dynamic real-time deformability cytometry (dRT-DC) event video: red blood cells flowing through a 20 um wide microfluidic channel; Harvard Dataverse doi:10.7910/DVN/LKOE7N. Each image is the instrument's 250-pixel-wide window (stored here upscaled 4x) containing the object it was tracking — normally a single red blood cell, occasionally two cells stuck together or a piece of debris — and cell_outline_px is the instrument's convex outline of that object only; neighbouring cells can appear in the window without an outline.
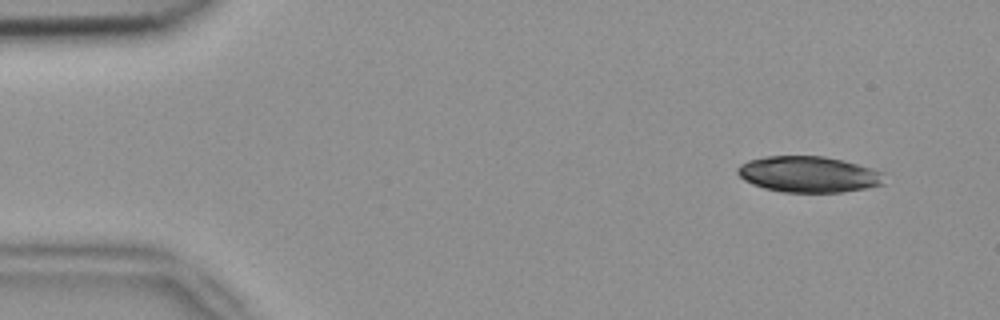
{"species": "common noctule bat (a hibernating species)", "species_latin": "Nyctalus noctula", "temperature_condition": "room temperature", "stored_images_in_passage": 4, "camera_frame_rate_fps": 3000, "um_per_image_px": 0.085, "animal": {"sex": "female", "body_mass_g": 18.4}, "frame": {"image": 1, "passage_image": 1, "time_ms": 0.0, "image_size_px": [1000, 320], "cell_outline_px": [[888, 172], [884, 184], [868, 188], [840, 192], [784, 192], [764, 188], [752, 184], [744, 180], [736, 172], [736, 168], [740, 164], [748, 160], [764, 156], [824, 156], [844, 160]], "centroid_in_image_um": [68.79, 14.81], "position_along_channel_um": 16.2, "area_um2": 31.39}}